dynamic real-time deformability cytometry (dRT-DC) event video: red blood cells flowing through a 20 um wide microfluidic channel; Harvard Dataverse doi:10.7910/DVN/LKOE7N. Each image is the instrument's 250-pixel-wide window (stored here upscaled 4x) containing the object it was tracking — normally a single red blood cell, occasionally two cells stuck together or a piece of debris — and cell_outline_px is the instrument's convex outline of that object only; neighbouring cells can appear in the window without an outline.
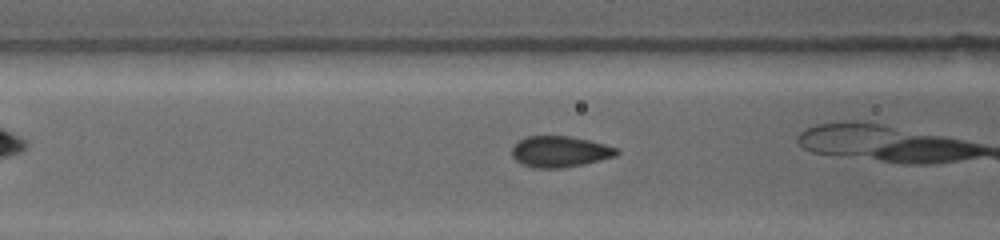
{"species": "common noctule bat (a hibernating species)", "species_latin": "Nyctalus noctula", "temperature_condition": "warm", "stored_images_in_passage": 25, "camera_frame_rate_fps": 4500, "um_per_image_px": 0.085, "animal": {"sex": "female", "body_mass_g": 19.0, "forearm_length_mm": 53.3}, "frame": {"image": 1, "passage_image": 9, "time_ms": 2.0, "image_size_px": [1000, 240], "cell_outline_px": [[620, 152], [616, 156], [600, 160], [560, 168], [532, 168], [520, 164], [512, 156], [512, 148], [524, 136], [568, 136], [588, 140], [604, 144], [616, 148]], "centroid_in_image_um": [47.56, 12.89], "position_along_channel_um": 119.0, "area_um2": 18.84}}
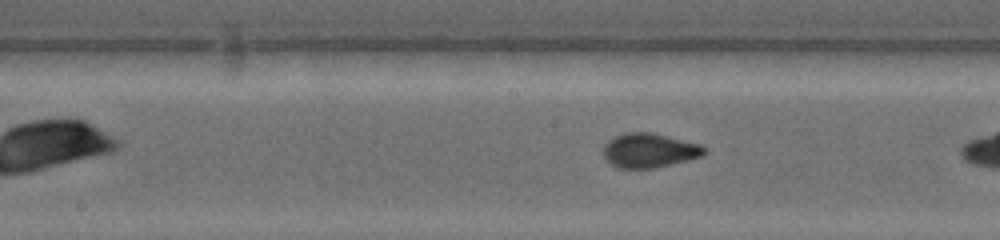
{"frame": {"image": 2, "passage_image": 17, "time_ms": 4.0, "image_size_px": [1000, 240], "cell_outline_px": [[708, 152], [700, 156], [656, 168], [616, 168], [604, 160], [604, 144], [608, 140], [624, 132], [652, 132], [700, 144], [708, 148]], "centroid_in_image_um": [55.17, 12.78], "position_along_channel_um": 193.0, "area_um2": 20.35}}
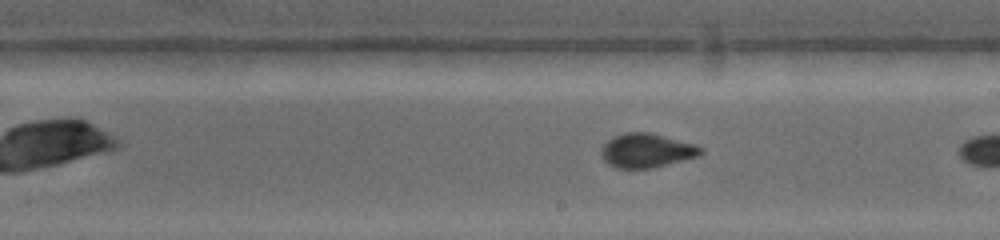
{"frame": {"image": 3, "passage_image": 22, "time_ms": 5.111, "image_size_px": [1000, 240], "cell_outline_px": [[704, 152], [700, 156], [652, 168], [616, 168], [608, 164], [600, 156], [600, 148], [612, 136], [624, 132], [648, 132], [696, 144], [704, 148]], "centroid_in_image_um": [54.96, 12.79], "position_along_channel_um": 234.0, "area_um2": 20.06}}